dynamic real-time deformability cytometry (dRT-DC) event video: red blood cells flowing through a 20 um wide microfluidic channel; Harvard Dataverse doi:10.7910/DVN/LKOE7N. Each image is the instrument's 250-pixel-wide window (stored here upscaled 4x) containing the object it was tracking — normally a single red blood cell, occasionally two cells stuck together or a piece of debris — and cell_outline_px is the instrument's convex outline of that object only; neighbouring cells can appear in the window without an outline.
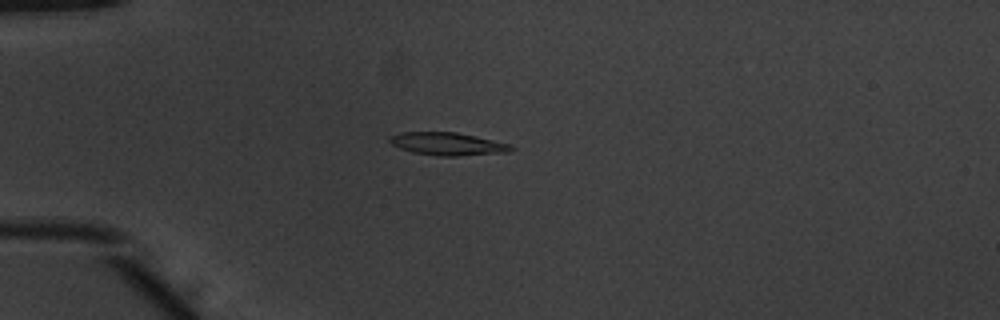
{"species": "common noctule bat (a hibernating species)", "species_latin": "Nyctalus noctula", "temperature_condition": "warm", "stored_images_in_passage": 43, "camera_frame_rate_fps": 3000, "um_per_image_px": 0.085, "animal": {"sex": "male", "body_mass_g": 20.1, "forearm_length_mm": 53.5}, "frame": {"image": 1, "passage_image": 5, "time_ms": 1.333, "image_size_px": [1000, 320], "cell_outline_px": [[516, 148], [508, 152], [460, 156], [440, 156], [412, 152], [400, 148], [392, 144], [388, 140], [388, 136], [400, 132], [456, 132], [476, 136], [508, 144]], "centroid_in_image_um": [38.02, 12.23], "position_along_channel_um": 47.0, "area_um2": 16.13}}
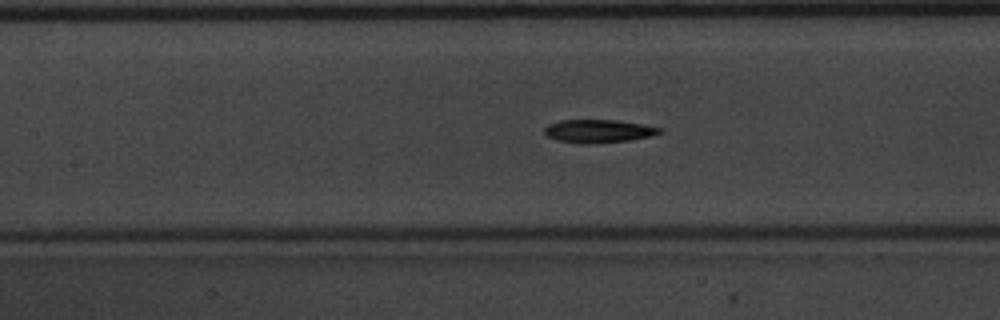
{"frame": {"image": 2, "passage_image": 15, "time_ms": 4.667, "image_size_px": [1000, 320], "cell_outline_px": [[664, 132], [652, 136], [628, 140], [556, 140], [548, 136], [544, 132], [544, 128], [548, 124], [560, 120], [616, 120], [640, 124], [660, 128]], "centroid_in_image_um": [50.9, 11.08], "position_along_channel_um": 156.5, "area_um2": 14.33}}
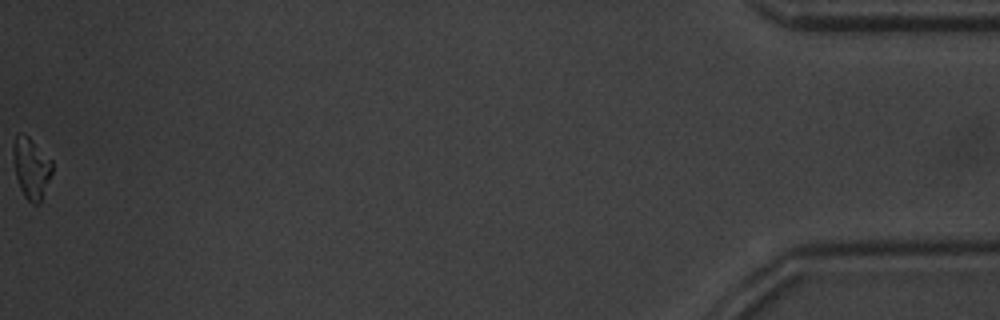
{"frame": {"image": 3, "passage_image": 43, "time_ms": 14.0, "image_size_px": [1000, 320], "cell_outline_px": [[52, 172], [40, 204], [32, 204], [24, 196], [20, 188], [16, 176], [12, 156], [12, 144], [16, 136], [20, 132], [24, 132], [52, 160]], "centroid_in_image_um": [2.64, 14.27], "position_along_channel_um": 432.6, "area_um2": 13.99}, "authors_computed_cell_mechanics": {"area_um2": 15.2592, "velocity_mm_per_s": 3.9404, "shape_relaxation_time_tau1_ms": 5.9148, "shape_relaxation_time_tau2_ms": 7.7166, "deformation_change_tau1": 0.2007, "deformation_change_tau2": 0.1933}}